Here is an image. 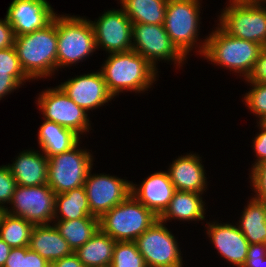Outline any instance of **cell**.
Here are the masks:
<instances>
[{
  "mask_svg": "<svg viewBox=\"0 0 266 267\" xmlns=\"http://www.w3.org/2000/svg\"><path fill=\"white\" fill-rule=\"evenodd\" d=\"M158 217L132 194L99 218V228L117 241H135Z\"/></svg>",
  "mask_w": 266,
  "mask_h": 267,
  "instance_id": "52a82bcc",
  "label": "cell"
},
{
  "mask_svg": "<svg viewBox=\"0 0 266 267\" xmlns=\"http://www.w3.org/2000/svg\"><path fill=\"white\" fill-rule=\"evenodd\" d=\"M14 48L22 70L33 81L57 72L56 15L43 29L15 37Z\"/></svg>",
  "mask_w": 266,
  "mask_h": 267,
  "instance_id": "7a4b0ae2",
  "label": "cell"
},
{
  "mask_svg": "<svg viewBox=\"0 0 266 267\" xmlns=\"http://www.w3.org/2000/svg\"><path fill=\"white\" fill-rule=\"evenodd\" d=\"M47 0H12L6 18L15 36L32 33L49 25L57 12Z\"/></svg>",
  "mask_w": 266,
  "mask_h": 267,
  "instance_id": "2e32d148",
  "label": "cell"
},
{
  "mask_svg": "<svg viewBox=\"0 0 266 267\" xmlns=\"http://www.w3.org/2000/svg\"><path fill=\"white\" fill-rule=\"evenodd\" d=\"M243 267H266V243L250 244Z\"/></svg>",
  "mask_w": 266,
  "mask_h": 267,
  "instance_id": "e575fe53",
  "label": "cell"
},
{
  "mask_svg": "<svg viewBox=\"0 0 266 267\" xmlns=\"http://www.w3.org/2000/svg\"><path fill=\"white\" fill-rule=\"evenodd\" d=\"M44 122L38 128V145L42 152L49 158L75 147L81 140L73 130L43 119Z\"/></svg>",
  "mask_w": 266,
  "mask_h": 267,
  "instance_id": "603a6c76",
  "label": "cell"
},
{
  "mask_svg": "<svg viewBox=\"0 0 266 267\" xmlns=\"http://www.w3.org/2000/svg\"><path fill=\"white\" fill-rule=\"evenodd\" d=\"M218 25L232 37L266 47V0L228 1Z\"/></svg>",
  "mask_w": 266,
  "mask_h": 267,
  "instance_id": "8992f818",
  "label": "cell"
},
{
  "mask_svg": "<svg viewBox=\"0 0 266 267\" xmlns=\"http://www.w3.org/2000/svg\"><path fill=\"white\" fill-rule=\"evenodd\" d=\"M47 267H55L53 264H49Z\"/></svg>",
  "mask_w": 266,
  "mask_h": 267,
  "instance_id": "c3c4849f",
  "label": "cell"
},
{
  "mask_svg": "<svg viewBox=\"0 0 266 267\" xmlns=\"http://www.w3.org/2000/svg\"><path fill=\"white\" fill-rule=\"evenodd\" d=\"M99 70L109 93L115 98L123 92L148 91L159 77V71L134 50L110 53Z\"/></svg>",
  "mask_w": 266,
  "mask_h": 267,
  "instance_id": "6da1fadb",
  "label": "cell"
},
{
  "mask_svg": "<svg viewBox=\"0 0 266 267\" xmlns=\"http://www.w3.org/2000/svg\"><path fill=\"white\" fill-rule=\"evenodd\" d=\"M61 236L72 251L83 246L99 229V218H79L73 220H53Z\"/></svg>",
  "mask_w": 266,
  "mask_h": 267,
  "instance_id": "83f0119b",
  "label": "cell"
},
{
  "mask_svg": "<svg viewBox=\"0 0 266 267\" xmlns=\"http://www.w3.org/2000/svg\"><path fill=\"white\" fill-rule=\"evenodd\" d=\"M16 186V180L12 176L7 164L0 166V205L4 207L9 206Z\"/></svg>",
  "mask_w": 266,
  "mask_h": 267,
  "instance_id": "836d02e7",
  "label": "cell"
},
{
  "mask_svg": "<svg viewBox=\"0 0 266 267\" xmlns=\"http://www.w3.org/2000/svg\"><path fill=\"white\" fill-rule=\"evenodd\" d=\"M132 50L142 55L157 71L158 61L182 67L186 58L173 44L163 24H132Z\"/></svg>",
  "mask_w": 266,
  "mask_h": 267,
  "instance_id": "9c48e42d",
  "label": "cell"
},
{
  "mask_svg": "<svg viewBox=\"0 0 266 267\" xmlns=\"http://www.w3.org/2000/svg\"><path fill=\"white\" fill-rule=\"evenodd\" d=\"M200 1L202 2V0H168L166 6L163 26L173 44L186 58L194 48L197 49L195 53L203 56L207 43V39L204 38L203 41L199 39L200 24H202Z\"/></svg>",
  "mask_w": 266,
  "mask_h": 267,
  "instance_id": "277c9868",
  "label": "cell"
},
{
  "mask_svg": "<svg viewBox=\"0 0 266 267\" xmlns=\"http://www.w3.org/2000/svg\"><path fill=\"white\" fill-rule=\"evenodd\" d=\"M58 86L87 113L115 99L109 93L103 74L99 70L75 75Z\"/></svg>",
  "mask_w": 266,
  "mask_h": 267,
  "instance_id": "9a60e30c",
  "label": "cell"
},
{
  "mask_svg": "<svg viewBox=\"0 0 266 267\" xmlns=\"http://www.w3.org/2000/svg\"><path fill=\"white\" fill-rule=\"evenodd\" d=\"M241 213L236 225L248 243H266V202L251 197Z\"/></svg>",
  "mask_w": 266,
  "mask_h": 267,
  "instance_id": "cb8c5ba5",
  "label": "cell"
},
{
  "mask_svg": "<svg viewBox=\"0 0 266 267\" xmlns=\"http://www.w3.org/2000/svg\"><path fill=\"white\" fill-rule=\"evenodd\" d=\"M94 217L90 212L84 186L74 188L62 194H56L53 220H73Z\"/></svg>",
  "mask_w": 266,
  "mask_h": 267,
  "instance_id": "484cf974",
  "label": "cell"
},
{
  "mask_svg": "<svg viewBox=\"0 0 266 267\" xmlns=\"http://www.w3.org/2000/svg\"><path fill=\"white\" fill-rule=\"evenodd\" d=\"M97 267H112V264H107V265H102V266H97Z\"/></svg>",
  "mask_w": 266,
  "mask_h": 267,
  "instance_id": "bcb514c9",
  "label": "cell"
},
{
  "mask_svg": "<svg viewBox=\"0 0 266 267\" xmlns=\"http://www.w3.org/2000/svg\"><path fill=\"white\" fill-rule=\"evenodd\" d=\"M32 148L18 153L8 168L20 186H38L48 182V157Z\"/></svg>",
  "mask_w": 266,
  "mask_h": 267,
  "instance_id": "ffe728a7",
  "label": "cell"
},
{
  "mask_svg": "<svg viewBox=\"0 0 266 267\" xmlns=\"http://www.w3.org/2000/svg\"><path fill=\"white\" fill-rule=\"evenodd\" d=\"M175 191L167 171L154 172L139 185L131 182V194L157 217L168 207Z\"/></svg>",
  "mask_w": 266,
  "mask_h": 267,
  "instance_id": "ac0fdd59",
  "label": "cell"
},
{
  "mask_svg": "<svg viewBox=\"0 0 266 267\" xmlns=\"http://www.w3.org/2000/svg\"><path fill=\"white\" fill-rule=\"evenodd\" d=\"M258 123H259L261 126H263L264 128H266V115H265L263 118H261V119L258 121Z\"/></svg>",
  "mask_w": 266,
  "mask_h": 267,
  "instance_id": "f6af8a7d",
  "label": "cell"
},
{
  "mask_svg": "<svg viewBox=\"0 0 266 267\" xmlns=\"http://www.w3.org/2000/svg\"><path fill=\"white\" fill-rule=\"evenodd\" d=\"M248 83H266V47L260 51L251 74L245 79Z\"/></svg>",
  "mask_w": 266,
  "mask_h": 267,
  "instance_id": "8d00e7d4",
  "label": "cell"
},
{
  "mask_svg": "<svg viewBox=\"0 0 266 267\" xmlns=\"http://www.w3.org/2000/svg\"><path fill=\"white\" fill-rule=\"evenodd\" d=\"M250 90L244 96L243 104L255 115L257 122L266 115V83H249Z\"/></svg>",
  "mask_w": 266,
  "mask_h": 267,
  "instance_id": "1f68e13d",
  "label": "cell"
},
{
  "mask_svg": "<svg viewBox=\"0 0 266 267\" xmlns=\"http://www.w3.org/2000/svg\"><path fill=\"white\" fill-rule=\"evenodd\" d=\"M132 24H163L168 0H119Z\"/></svg>",
  "mask_w": 266,
  "mask_h": 267,
  "instance_id": "4316f807",
  "label": "cell"
},
{
  "mask_svg": "<svg viewBox=\"0 0 266 267\" xmlns=\"http://www.w3.org/2000/svg\"><path fill=\"white\" fill-rule=\"evenodd\" d=\"M111 264L112 267H147L135 241H117Z\"/></svg>",
  "mask_w": 266,
  "mask_h": 267,
  "instance_id": "f546056e",
  "label": "cell"
},
{
  "mask_svg": "<svg viewBox=\"0 0 266 267\" xmlns=\"http://www.w3.org/2000/svg\"><path fill=\"white\" fill-rule=\"evenodd\" d=\"M228 1H250V0H228Z\"/></svg>",
  "mask_w": 266,
  "mask_h": 267,
  "instance_id": "7dc6e473",
  "label": "cell"
},
{
  "mask_svg": "<svg viewBox=\"0 0 266 267\" xmlns=\"http://www.w3.org/2000/svg\"><path fill=\"white\" fill-rule=\"evenodd\" d=\"M4 267H23V247H16L10 250Z\"/></svg>",
  "mask_w": 266,
  "mask_h": 267,
  "instance_id": "60d3db41",
  "label": "cell"
},
{
  "mask_svg": "<svg viewBox=\"0 0 266 267\" xmlns=\"http://www.w3.org/2000/svg\"><path fill=\"white\" fill-rule=\"evenodd\" d=\"M259 131L252 140L254 153H255V162L252 164L251 168H254L259 163L266 161V128L261 126L258 122L257 125Z\"/></svg>",
  "mask_w": 266,
  "mask_h": 267,
  "instance_id": "d590c367",
  "label": "cell"
},
{
  "mask_svg": "<svg viewBox=\"0 0 266 267\" xmlns=\"http://www.w3.org/2000/svg\"><path fill=\"white\" fill-rule=\"evenodd\" d=\"M0 75H11L21 86L31 81L21 68L14 46L0 49Z\"/></svg>",
  "mask_w": 266,
  "mask_h": 267,
  "instance_id": "4dcf8cb0",
  "label": "cell"
},
{
  "mask_svg": "<svg viewBox=\"0 0 266 267\" xmlns=\"http://www.w3.org/2000/svg\"><path fill=\"white\" fill-rule=\"evenodd\" d=\"M15 34L6 16L0 19V49L14 46Z\"/></svg>",
  "mask_w": 266,
  "mask_h": 267,
  "instance_id": "74e56055",
  "label": "cell"
},
{
  "mask_svg": "<svg viewBox=\"0 0 266 267\" xmlns=\"http://www.w3.org/2000/svg\"><path fill=\"white\" fill-rule=\"evenodd\" d=\"M80 143L67 152L48 158L47 184L55 194L84 186L86 177L93 168L92 150L82 149Z\"/></svg>",
  "mask_w": 266,
  "mask_h": 267,
  "instance_id": "ba28073f",
  "label": "cell"
},
{
  "mask_svg": "<svg viewBox=\"0 0 266 267\" xmlns=\"http://www.w3.org/2000/svg\"><path fill=\"white\" fill-rule=\"evenodd\" d=\"M202 194L205 193L176 190L170 204L158 219L165 224L173 219L187 222L205 221L206 203L203 201Z\"/></svg>",
  "mask_w": 266,
  "mask_h": 267,
  "instance_id": "7402d4cb",
  "label": "cell"
},
{
  "mask_svg": "<svg viewBox=\"0 0 266 267\" xmlns=\"http://www.w3.org/2000/svg\"><path fill=\"white\" fill-rule=\"evenodd\" d=\"M201 158L198 153L190 152L172 160L167 173L176 190L197 193L207 191L209 182Z\"/></svg>",
  "mask_w": 266,
  "mask_h": 267,
  "instance_id": "d6986e66",
  "label": "cell"
},
{
  "mask_svg": "<svg viewBox=\"0 0 266 267\" xmlns=\"http://www.w3.org/2000/svg\"><path fill=\"white\" fill-rule=\"evenodd\" d=\"M57 72L59 68L86 61L96 51V40L90 20L85 16L56 14Z\"/></svg>",
  "mask_w": 266,
  "mask_h": 267,
  "instance_id": "5b68a950",
  "label": "cell"
},
{
  "mask_svg": "<svg viewBox=\"0 0 266 267\" xmlns=\"http://www.w3.org/2000/svg\"><path fill=\"white\" fill-rule=\"evenodd\" d=\"M38 95L35 103L43 119L71 129L80 137L92 130L88 113L76 105L58 85L44 89Z\"/></svg>",
  "mask_w": 266,
  "mask_h": 267,
  "instance_id": "30bf717a",
  "label": "cell"
},
{
  "mask_svg": "<svg viewBox=\"0 0 266 267\" xmlns=\"http://www.w3.org/2000/svg\"><path fill=\"white\" fill-rule=\"evenodd\" d=\"M176 238L165 223L158 219L135 243L147 267H184L183 254Z\"/></svg>",
  "mask_w": 266,
  "mask_h": 267,
  "instance_id": "8fae6325",
  "label": "cell"
},
{
  "mask_svg": "<svg viewBox=\"0 0 266 267\" xmlns=\"http://www.w3.org/2000/svg\"><path fill=\"white\" fill-rule=\"evenodd\" d=\"M90 23L94 31L97 50L119 53L132 50V22L123 8L108 9Z\"/></svg>",
  "mask_w": 266,
  "mask_h": 267,
  "instance_id": "5bb4252c",
  "label": "cell"
},
{
  "mask_svg": "<svg viewBox=\"0 0 266 267\" xmlns=\"http://www.w3.org/2000/svg\"><path fill=\"white\" fill-rule=\"evenodd\" d=\"M56 194L48 184L17 185L7 213L22 217L34 225L53 224ZM10 208V209H9Z\"/></svg>",
  "mask_w": 266,
  "mask_h": 267,
  "instance_id": "7c38bea8",
  "label": "cell"
},
{
  "mask_svg": "<svg viewBox=\"0 0 266 267\" xmlns=\"http://www.w3.org/2000/svg\"><path fill=\"white\" fill-rule=\"evenodd\" d=\"M206 234L213 247L227 263L233 267H243L247 260L249 243L237 225L232 223H219L206 221Z\"/></svg>",
  "mask_w": 266,
  "mask_h": 267,
  "instance_id": "e0dca14e",
  "label": "cell"
},
{
  "mask_svg": "<svg viewBox=\"0 0 266 267\" xmlns=\"http://www.w3.org/2000/svg\"><path fill=\"white\" fill-rule=\"evenodd\" d=\"M34 226L22 217L7 213L0 226V238L11 248L28 247Z\"/></svg>",
  "mask_w": 266,
  "mask_h": 267,
  "instance_id": "f1b7e54d",
  "label": "cell"
},
{
  "mask_svg": "<svg viewBox=\"0 0 266 267\" xmlns=\"http://www.w3.org/2000/svg\"><path fill=\"white\" fill-rule=\"evenodd\" d=\"M12 248L0 238V267H4Z\"/></svg>",
  "mask_w": 266,
  "mask_h": 267,
  "instance_id": "7bdbcfd3",
  "label": "cell"
},
{
  "mask_svg": "<svg viewBox=\"0 0 266 267\" xmlns=\"http://www.w3.org/2000/svg\"><path fill=\"white\" fill-rule=\"evenodd\" d=\"M52 264L55 267H85L74 252L71 255L65 256L64 258L53 262Z\"/></svg>",
  "mask_w": 266,
  "mask_h": 267,
  "instance_id": "b9f144b4",
  "label": "cell"
},
{
  "mask_svg": "<svg viewBox=\"0 0 266 267\" xmlns=\"http://www.w3.org/2000/svg\"><path fill=\"white\" fill-rule=\"evenodd\" d=\"M84 188L91 215L100 218L131 194V181L105 173L92 174L91 168Z\"/></svg>",
  "mask_w": 266,
  "mask_h": 267,
  "instance_id": "4fadbf2b",
  "label": "cell"
},
{
  "mask_svg": "<svg viewBox=\"0 0 266 267\" xmlns=\"http://www.w3.org/2000/svg\"><path fill=\"white\" fill-rule=\"evenodd\" d=\"M249 172L250 186L255 194L252 197L266 202V161L259 163Z\"/></svg>",
  "mask_w": 266,
  "mask_h": 267,
  "instance_id": "d6a6232c",
  "label": "cell"
},
{
  "mask_svg": "<svg viewBox=\"0 0 266 267\" xmlns=\"http://www.w3.org/2000/svg\"><path fill=\"white\" fill-rule=\"evenodd\" d=\"M28 247L50 264L73 253L54 224L35 225Z\"/></svg>",
  "mask_w": 266,
  "mask_h": 267,
  "instance_id": "44dd1931",
  "label": "cell"
},
{
  "mask_svg": "<svg viewBox=\"0 0 266 267\" xmlns=\"http://www.w3.org/2000/svg\"><path fill=\"white\" fill-rule=\"evenodd\" d=\"M7 214V208L0 205V226L2 224L4 216Z\"/></svg>",
  "mask_w": 266,
  "mask_h": 267,
  "instance_id": "ee69618b",
  "label": "cell"
},
{
  "mask_svg": "<svg viewBox=\"0 0 266 267\" xmlns=\"http://www.w3.org/2000/svg\"><path fill=\"white\" fill-rule=\"evenodd\" d=\"M208 34L203 59L230 70L245 80L251 74L263 47L255 42L232 37L218 24Z\"/></svg>",
  "mask_w": 266,
  "mask_h": 267,
  "instance_id": "3957f363",
  "label": "cell"
},
{
  "mask_svg": "<svg viewBox=\"0 0 266 267\" xmlns=\"http://www.w3.org/2000/svg\"><path fill=\"white\" fill-rule=\"evenodd\" d=\"M22 87L11 75H0V100Z\"/></svg>",
  "mask_w": 266,
  "mask_h": 267,
  "instance_id": "ab89813d",
  "label": "cell"
},
{
  "mask_svg": "<svg viewBox=\"0 0 266 267\" xmlns=\"http://www.w3.org/2000/svg\"><path fill=\"white\" fill-rule=\"evenodd\" d=\"M116 241L104 233L98 231L74 253L85 267H97L112 263L113 248Z\"/></svg>",
  "mask_w": 266,
  "mask_h": 267,
  "instance_id": "d4e9b609",
  "label": "cell"
},
{
  "mask_svg": "<svg viewBox=\"0 0 266 267\" xmlns=\"http://www.w3.org/2000/svg\"><path fill=\"white\" fill-rule=\"evenodd\" d=\"M49 264L41 255L29 247H23V267H47Z\"/></svg>",
  "mask_w": 266,
  "mask_h": 267,
  "instance_id": "f35d334b",
  "label": "cell"
}]
</instances>
